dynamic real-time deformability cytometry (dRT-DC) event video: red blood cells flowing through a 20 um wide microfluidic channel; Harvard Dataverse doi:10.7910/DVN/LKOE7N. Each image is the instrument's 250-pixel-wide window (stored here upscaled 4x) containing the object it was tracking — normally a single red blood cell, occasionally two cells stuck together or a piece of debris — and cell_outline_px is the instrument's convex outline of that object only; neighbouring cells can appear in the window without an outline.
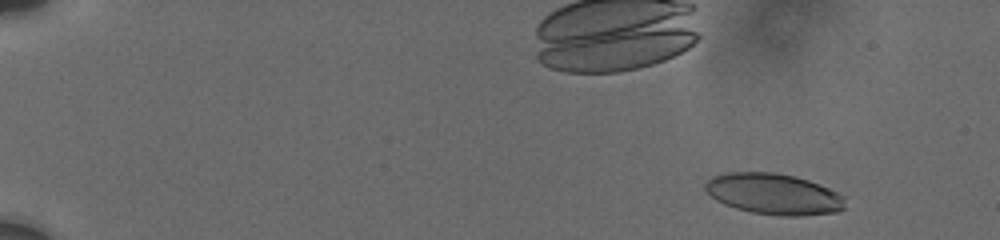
{"species": "human", "species_latin": "Homo sapiens", "temperature_condition": "cold", "stored_images_in_passage": 12, "camera_frame_rate_fps": 3000, "um_per_image_px": 0.085, "donor": {"sex": "male"}, "frame": {"image": 1, "passage_image": 1, "time_ms": 0.0, "image_size_px": [1000, 240], "cell_outline_px": [[844, 208], [836, 212], [800, 216], [780, 216], [752, 212], [736, 208], [724, 204], [716, 200], [704, 188], [704, 184], [712, 176], [728, 172], [776, 172], [796, 176], [820, 184], [840, 192], [844, 196]], "centroid_in_image_um": [65.78, 16.48], "position_along_channel_um": 19.2, "area_um2": 33.64}}
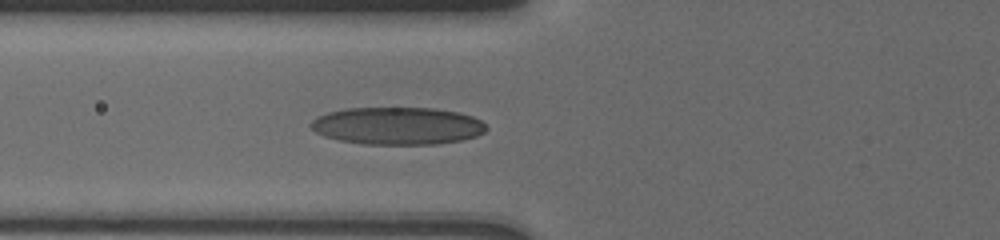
{"frame": {"image": 2, "passage_image": 8, "time_ms": 6.0, "image_size_px": [1000, 240], "cell_outline_px": [[488, 128], [484, 132], [476, 136], [464, 140], [436, 144], [364, 144], [340, 140], [324, 136], [316, 132], [308, 124], [316, 116], [328, 112], [348, 108], [432, 108], [460, 112], [472, 116], [480, 120]], "centroid_in_image_um": [33.79, 10.69], "position_along_channel_um": 92.0, "area_um2": 38.44}}
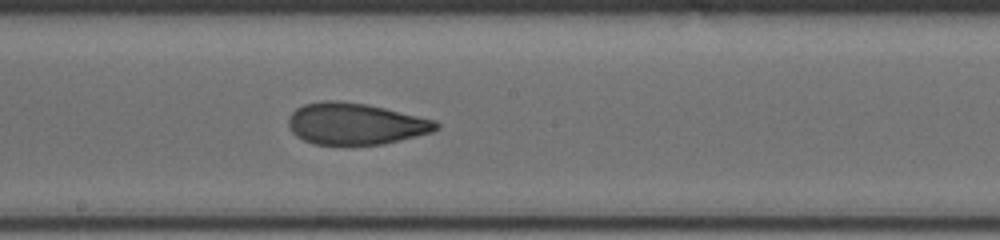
{"frame": {"image": 3, "passage_image": 12, "time_ms": 9.333, "image_size_px": [1000, 240], "cell_outline_px": [[440, 128], [432, 132], [384, 144], [312, 144], [296, 136], [292, 132], [288, 124], [288, 116], [296, 108], [304, 104], [324, 100], [332, 100], [364, 104], [384, 108], [436, 120], [440, 124]], "centroid_in_image_um": [30.21, 10.52], "position_along_channel_um": 218.0, "area_um2": 35.66}}